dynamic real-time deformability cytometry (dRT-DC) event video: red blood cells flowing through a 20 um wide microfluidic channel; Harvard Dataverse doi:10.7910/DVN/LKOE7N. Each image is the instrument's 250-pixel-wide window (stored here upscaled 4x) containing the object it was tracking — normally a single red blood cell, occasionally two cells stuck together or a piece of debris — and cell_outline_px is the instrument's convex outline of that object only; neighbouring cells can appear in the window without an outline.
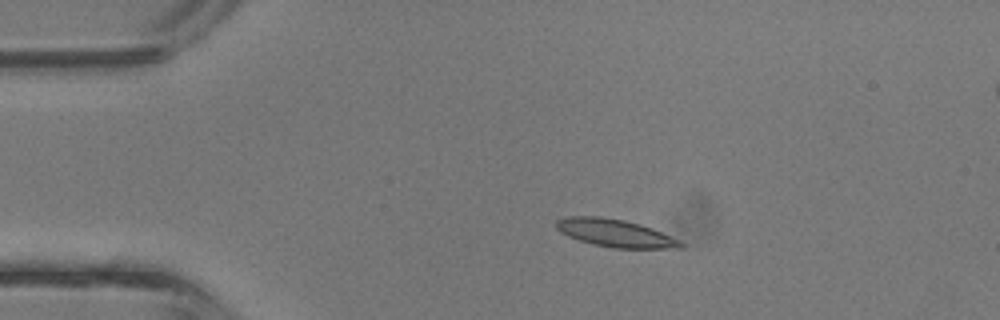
{"species": "common noctule bat (a hibernating species)", "species_latin": "Nyctalus noctula", "temperature_condition": "room temperature", "stored_images_in_passage": 3, "camera_frame_rate_fps": 3000, "um_per_image_px": 0.085, "animal": {"sex": "male", "body_mass_g": 13.3}, "frame": {"image": 1, "passage_image": 1, "time_ms": 0.0, "image_size_px": [1000, 320], "cell_outline_px": [[684, 248], [612, 248], [592, 244], [568, 236], [560, 232], [556, 228], [556, 220], [564, 216], [600, 216], [624, 220], [640, 224], [652, 228], [680, 240], [684, 244]], "centroid_in_image_um": [52.27, 19.81], "position_along_channel_um": 32.7, "area_um2": 20.17}}